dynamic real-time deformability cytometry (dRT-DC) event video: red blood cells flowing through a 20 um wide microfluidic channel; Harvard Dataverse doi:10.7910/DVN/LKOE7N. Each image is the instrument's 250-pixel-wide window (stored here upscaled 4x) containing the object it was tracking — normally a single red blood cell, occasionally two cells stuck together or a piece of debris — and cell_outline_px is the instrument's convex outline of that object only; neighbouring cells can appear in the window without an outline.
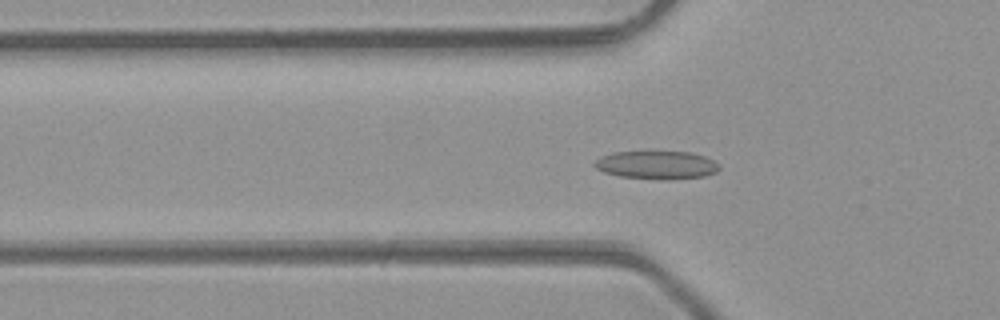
{"species": "common noctule bat (a hibernating species)", "species_latin": "Nyctalus noctula", "temperature_condition": "room temperature", "stored_images_in_passage": 49, "camera_frame_rate_fps": 3000, "um_per_image_px": 0.085, "animal": {"sex": "male", "body_mass_g": 23.1, "forearm_length_mm": 52.7}, "frame": {"image": 1, "passage_image": 16, "time_ms": 5.0, "image_size_px": [1000, 320], "cell_outline_px": [[720, 168], [716, 172], [704, 176], [668, 180], [620, 176], [604, 172], [596, 168], [592, 164], [600, 156], [612, 152], [644, 148], [692, 152], [704, 156], [720, 164]], "centroid_in_image_um": [55.78, 13.96], "position_along_channel_um": 70.0, "area_um2": 21.62}}
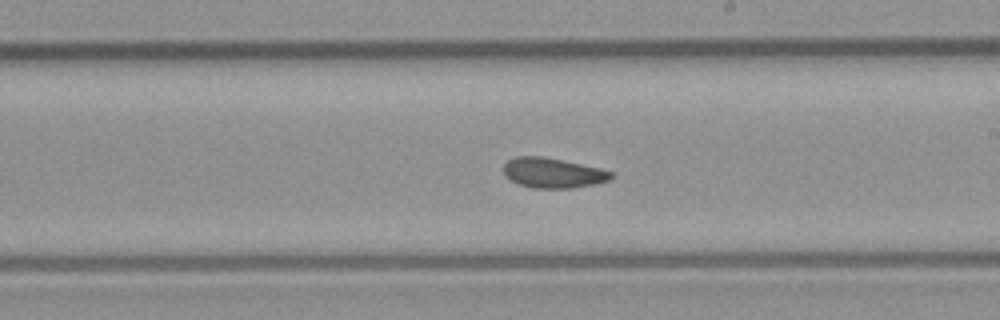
{"frame": {"image": 2, "passage_image": 28, "time_ms": 9.0, "image_size_px": [1000, 320], "cell_outline_px": [[612, 176], [608, 180], [596, 184], [572, 188], [532, 188], [520, 184], [512, 180], [504, 172], [504, 164], [508, 160], [516, 156], [544, 156], [600, 168], [612, 172]], "centroid_in_image_um": [47.0, 14.69], "position_along_channel_um": 242.0, "area_um2": 18.67}}
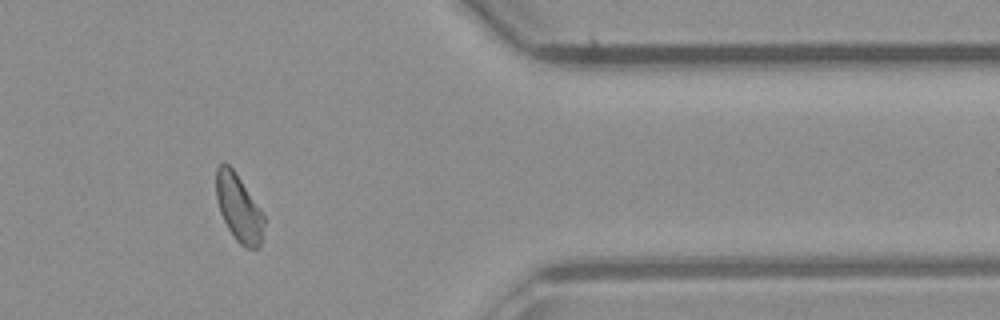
{"frame": {"image": 3, "passage_image": 40, "time_ms": 13.0, "image_size_px": [1000, 320], "cell_outline_px": [[264, 224], [260, 244], [256, 248], [248, 248], [240, 244], [236, 240], [228, 228], [220, 212], [216, 196], [216, 168], [224, 160], [232, 168], [260, 208], [264, 216]], "centroid_in_image_um": [20.27, 17.66], "position_along_channel_um": 391.1, "area_um2": 18.44}, "authors_computed_cell_mechanics": {"area_um2": 19.4208, "velocity_mm_per_s": 4.2724, "shape_relaxation_time_tau1_ms": 3.2245, "shape_relaxation_time_tau2_ms": 1.505, "deformation_change_tau1": 0.0988, "deformation_change_tau2": 0.0657}}